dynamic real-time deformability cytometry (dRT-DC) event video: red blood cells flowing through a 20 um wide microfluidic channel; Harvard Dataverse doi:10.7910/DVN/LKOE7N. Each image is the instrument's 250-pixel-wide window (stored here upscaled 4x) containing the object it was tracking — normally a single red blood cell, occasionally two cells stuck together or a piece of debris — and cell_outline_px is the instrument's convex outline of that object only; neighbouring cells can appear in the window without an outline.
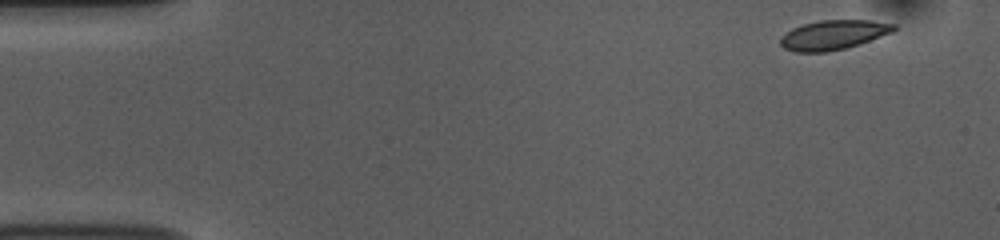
{"species": "common noctule bat (a hibernating species)", "species_latin": "Nyctalus noctula", "temperature_condition": "room temperature", "stored_images_in_passage": 50, "camera_frame_rate_fps": 3000, "um_per_image_px": 0.085, "animal": {"sex": "female", "body_mass_g": 10.0, "forearm_length_mm": 53.1}, "frame": {"image": 1, "passage_image": 1, "time_ms": 0.0, "image_size_px": [1000, 240], "cell_outline_px": [[896, 28], [892, 32], [860, 44], [844, 48], [824, 52], [796, 52], [784, 48], [780, 44], [780, 36], [792, 28], [804, 24], [820, 20], [872, 20], [896, 24]], "centroid_in_image_um": [70.83, 2.96], "position_along_channel_um": 14.2, "area_um2": 19.48}}
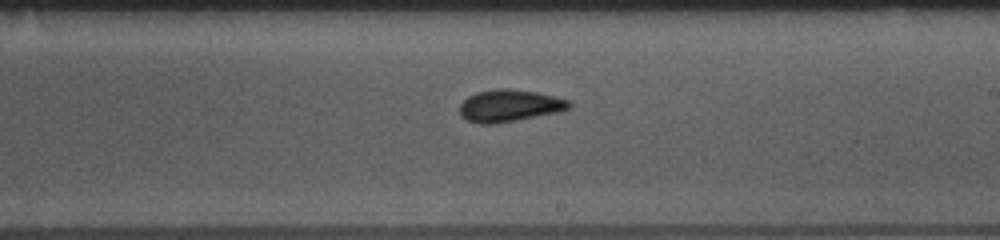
{"frame": {"image": 2, "passage_image": 28, "time_ms": 9.0, "image_size_px": [1000, 240], "cell_outline_px": [[572, 108], [560, 112], [496, 124], [480, 124], [468, 120], [460, 116], [460, 104], [468, 96], [476, 92], [500, 88], [508, 88], [536, 92], [572, 100]], "centroid_in_image_um": [43.35, 8.99], "position_along_channel_um": 245.7, "area_um2": 20.75}}
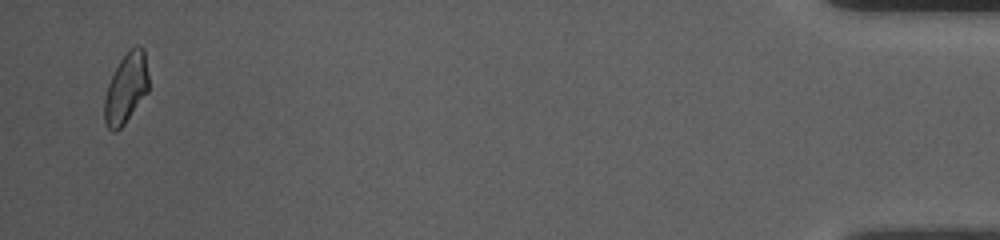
{"frame": {"image": 3, "passage_image": 49, "time_ms": 16.0, "image_size_px": [1000, 240], "cell_outline_px": [[148, 92], [124, 124], [116, 132], [112, 132], [108, 128], [104, 120], [104, 96], [108, 84], [120, 60], [128, 48], [136, 44], [140, 44], [144, 48], [148, 76]], "centroid_in_image_um": [10.72, 7.47], "position_along_channel_um": 424.5, "area_um2": 18.26}, "authors_computed_cell_mechanics": {"area_um2": 19.3341, "velocity_mm_per_s": 3.7545, "shape_relaxation_time_tau1_ms": 3.3531, "shape_relaxation_time_tau2_ms": 2.1966, "deformation_change_tau1": 0.0863, "deformation_change_tau2": 0.0436}}